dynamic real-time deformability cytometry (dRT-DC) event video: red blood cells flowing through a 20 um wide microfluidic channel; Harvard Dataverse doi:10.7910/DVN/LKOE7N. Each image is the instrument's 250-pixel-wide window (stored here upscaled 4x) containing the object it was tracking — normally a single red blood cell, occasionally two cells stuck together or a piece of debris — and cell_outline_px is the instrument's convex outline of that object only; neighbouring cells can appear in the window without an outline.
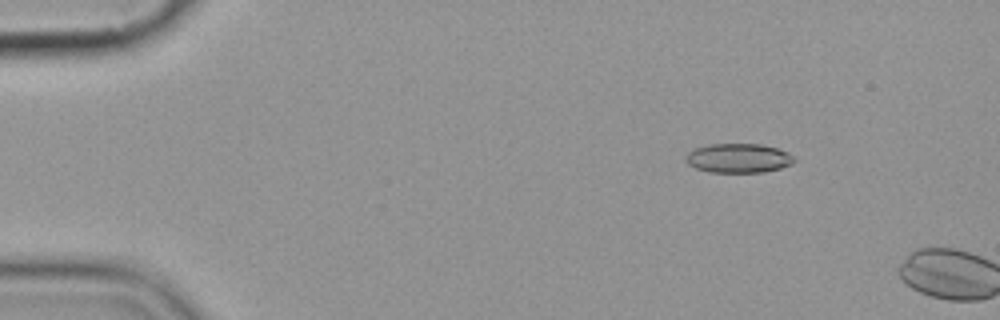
{"species": "common noctule bat (a hibernating species)", "species_latin": "Nyctalus noctula", "temperature_condition": "cold", "stored_images_in_passage": 4, "camera_frame_rate_fps": 3000, "um_per_image_px": 0.085, "animal": {"sex": "female", "body_mass_g": 19.9}, "frame": {"image": 1, "passage_image": 3, "time_ms": 2.333, "image_size_px": [1000, 320], "cell_outline_px": [[796, 160], [792, 164], [780, 168], [764, 172], [708, 172], [696, 168], [688, 164], [684, 156], [692, 148], [708, 144], [760, 144], [776, 148], [788, 152]], "centroid_in_image_um": [62.73, 13.44], "position_along_channel_um": 22.3, "area_um2": 18.61}}